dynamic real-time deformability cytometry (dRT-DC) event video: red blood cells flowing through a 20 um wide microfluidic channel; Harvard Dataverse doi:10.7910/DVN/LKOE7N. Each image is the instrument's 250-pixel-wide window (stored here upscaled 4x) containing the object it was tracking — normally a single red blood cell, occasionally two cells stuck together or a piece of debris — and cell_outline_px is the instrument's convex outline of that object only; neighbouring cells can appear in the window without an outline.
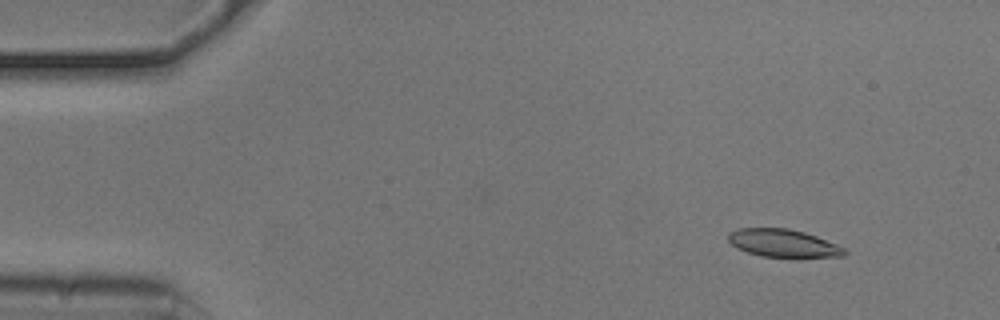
{"species": "common noctule bat (a hibernating species)", "species_latin": "Nyctalus noctula", "temperature_condition": "cold", "stored_images_in_passage": 55, "camera_frame_rate_fps": 3000, "um_per_image_px": 0.085, "animal": {"sex": "male", "body_mass_g": 20.5, "forearm_length_mm": 52.5}, "frame": {"image": 1, "passage_image": 6, "time_ms": 1.667, "image_size_px": [1000, 320], "cell_outline_px": [[848, 252], [844, 256], [796, 260], [760, 256], [736, 248], [728, 240], [728, 232], [736, 228], [788, 228], [804, 232], [816, 236], [836, 244], [844, 248]], "centroid_in_image_um": [66.61, 20.72], "position_along_channel_um": 18.4, "area_um2": 19.77}}
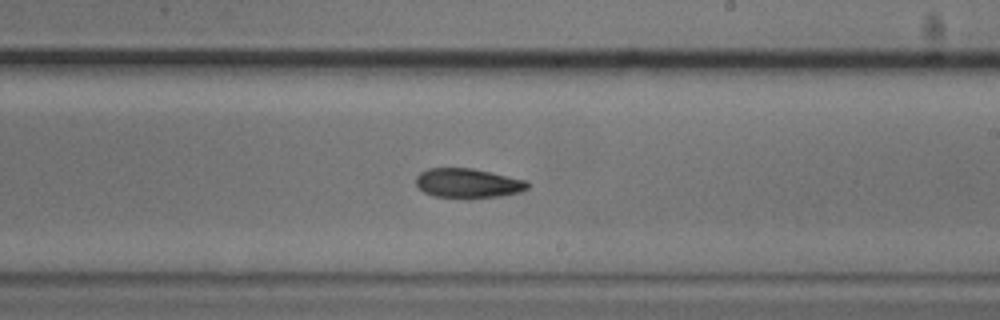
{"frame": {"image": 2, "passage_image": 32, "time_ms": 10.333, "image_size_px": [1000, 320], "cell_outline_px": [[528, 188], [520, 192], [500, 196], [468, 200], [464, 200], [432, 196], [424, 192], [416, 184], [416, 176], [420, 172], [428, 168], [472, 168], [528, 180]], "centroid_in_image_um": [39.77, 15.6], "position_along_channel_um": 249.2, "area_um2": 19.77}}
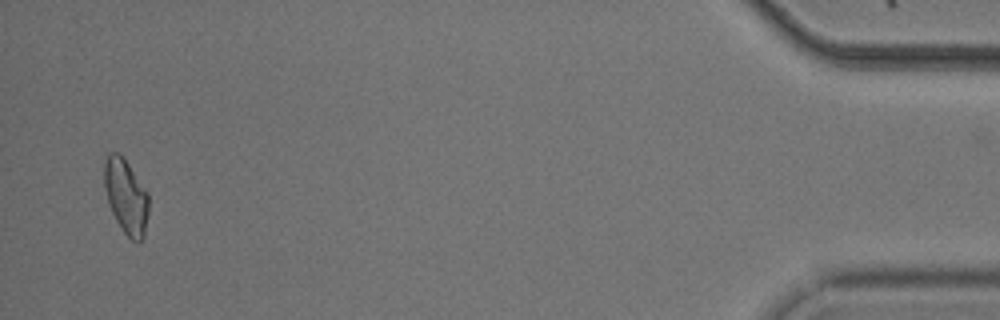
{"frame": {"image": 3, "passage_image": 53, "time_ms": 17.333, "image_size_px": [1000, 320], "cell_outline_px": [[148, 212], [144, 236], [140, 240], [132, 240], [124, 232], [116, 220], [108, 204], [104, 188], [104, 160], [112, 152], [120, 152], [148, 192]], "centroid_in_image_um": [10.7, 16.66], "position_along_channel_um": 424.5, "area_um2": 19.25}, "authors_computed_cell_mechanics": {"area_um2": 19.652, "velocity_mm_per_s": 3.7125, "shape_relaxation_time_tau1_ms": 2.8994, "shape_relaxation_time_tau2_ms": null, "deformation_change_tau1": 0.1241, "deformation_change_tau2": null}}